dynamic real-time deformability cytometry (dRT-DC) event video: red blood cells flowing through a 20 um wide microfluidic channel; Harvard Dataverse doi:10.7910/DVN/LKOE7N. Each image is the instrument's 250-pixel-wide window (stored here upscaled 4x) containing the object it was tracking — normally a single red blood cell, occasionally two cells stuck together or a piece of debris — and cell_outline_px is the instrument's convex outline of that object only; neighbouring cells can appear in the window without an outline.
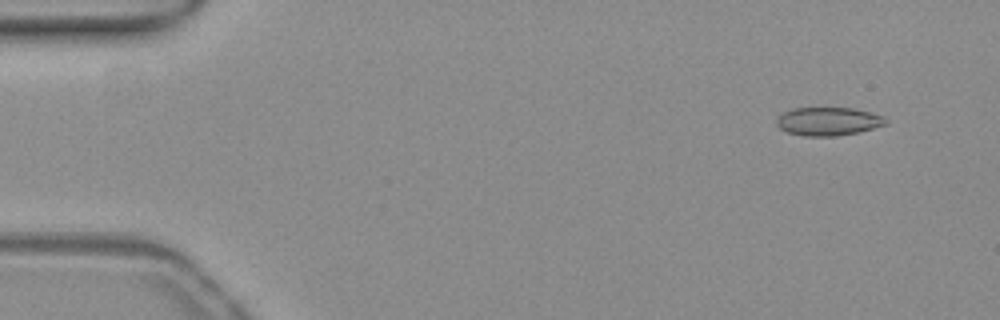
{"species": "common noctule bat (a hibernating species)", "species_latin": "Nyctalus noctula", "temperature_condition": "warm", "stored_images_in_passage": 15, "camera_frame_rate_fps": 3000, "um_per_image_px": 0.085, "animal": {"sex": "female", "body_mass_g": 19.3, "forearm_length_mm": 54.1}, "frame": {"image": 1, "passage_image": 1, "time_ms": 0.0, "image_size_px": [1000, 320], "cell_outline_px": [[888, 124], [860, 132], [836, 136], [804, 136], [788, 132], [780, 128], [776, 124], [776, 120], [784, 112], [792, 108], [820, 104], [856, 108], [884, 116], [888, 120]], "centroid_in_image_um": [70.42, 10.25], "position_along_channel_um": 14.6, "area_um2": 19.07}}
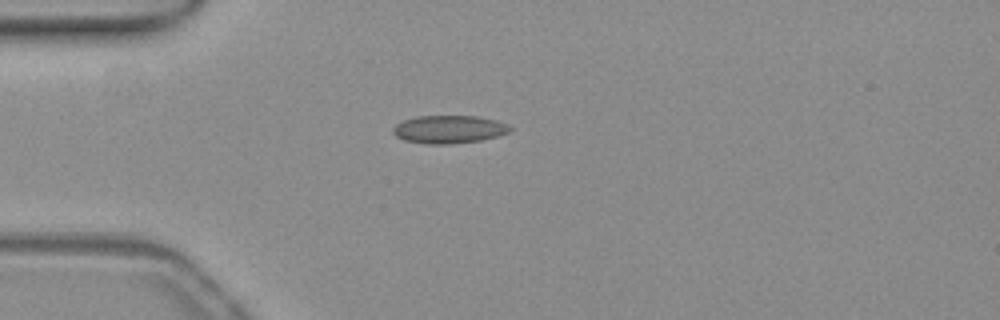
{"frame": {"image": 2, "passage_image": 11, "time_ms": 3.333, "image_size_px": [1000, 320], "cell_outline_px": [[512, 128], [508, 132], [496, 136], [480, 140], [452, 144], [428, 144], [404, 140], [396, 136], [392, 132], [392, 128], [396, 124], [404, 120], [416, 116], [476, 116], [496, 120], [508, 124]], "centroid_in_image_um": [38.14, 10.99], "position_along_channel_um": 46.9, "area_um2": 19.02}}
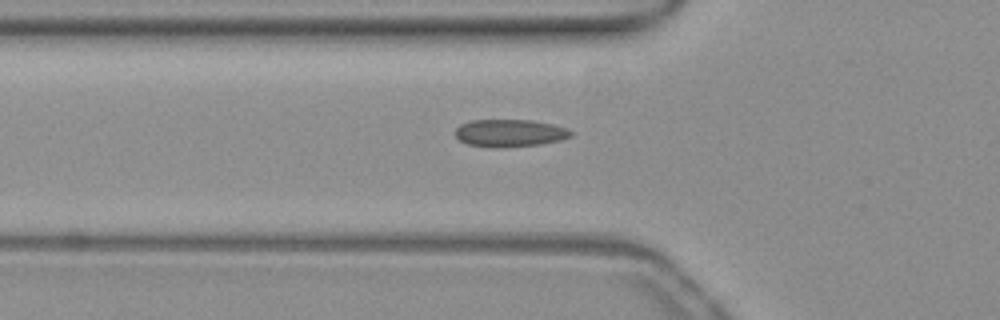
{"frame": {"image": 3, "passage_image": 15, "time_ms": 4.667, "image_size_px": [1000, 320], "cell_outline_px": [[572, 136], [560, 140], [540, 144], [500, 148], [492, 148], [468, 144], [460, 140], [456, 136], [456, 128], [460, 124], [472, 120], [532, 120], [552, 124], [564, 128], [572, 132]], "centroid_in_image_um": [43.31, 11.31], "position_along_channel_um": 82.5, "area_um2": 18.44}}